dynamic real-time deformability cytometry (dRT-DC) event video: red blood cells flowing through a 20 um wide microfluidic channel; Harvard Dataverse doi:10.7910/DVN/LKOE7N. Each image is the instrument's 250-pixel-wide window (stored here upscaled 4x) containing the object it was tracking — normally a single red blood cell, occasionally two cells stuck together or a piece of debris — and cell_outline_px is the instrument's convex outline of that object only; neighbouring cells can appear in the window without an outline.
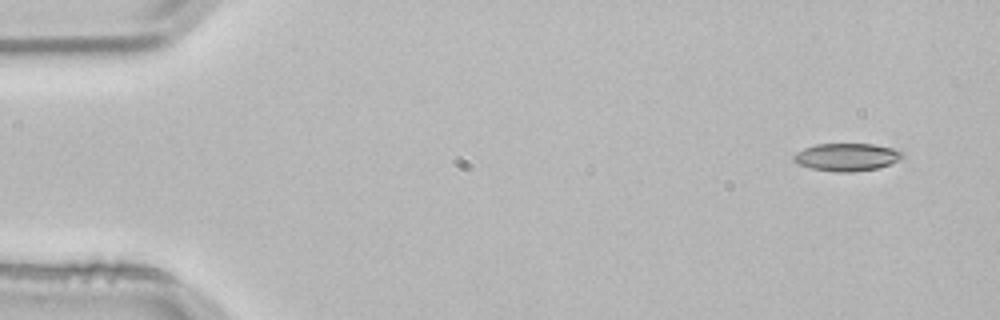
{"species": "common noctule bat (a hibernating species)", "species_latin": "Nyctalus noctula", "temperature_condition": "room temperature", "stored_images_in_passage": 4, "camera_frame_rate_fps": 3000, "um_per_image_px": 0.085, "animal": {"sex": "male", "body_mass_g": 21.5, "forearm_length_mm": 52.0}, "frame": {"image": 1, "passage_image": 1, "time_ms": 0.0, "image_size_px": [1000, 320], "cell_outline_px": [[904, 156], [880, 168], [852, 172], [836, 172], [812, 168], [800, 164], [792, 156], [796, 152], [804, 148], [816, 144], [872, 144], [892, 148], [904, 152]], "centroid_in_image_um": [71.99, 13.35], "position_along_channel_um": 13.0, "area_um2": 17.34}}
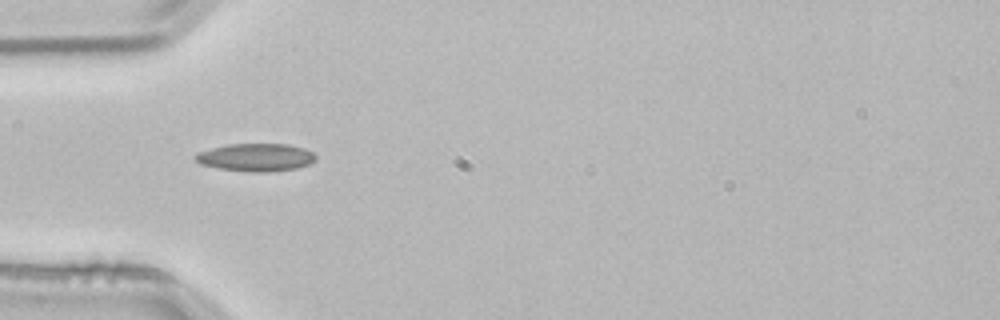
{"frame": {"image": 2, "passage_image": 4, "time_ms": 1.0, "image_size_px": [1000, 320], "cell_outline_px": [[316, 160], [308, 164], [296, 168], [268, 172], [252, 172], [220, 168], [200, 164], [192, 156], [196, 152], [228, 144], [288, 144], [304, 148], [312, 152], [316, 156]], "centroid_in_image_um": [21.73, 13.37], "position_along_channel_um": 63.3, "area_um2": 19.48}}